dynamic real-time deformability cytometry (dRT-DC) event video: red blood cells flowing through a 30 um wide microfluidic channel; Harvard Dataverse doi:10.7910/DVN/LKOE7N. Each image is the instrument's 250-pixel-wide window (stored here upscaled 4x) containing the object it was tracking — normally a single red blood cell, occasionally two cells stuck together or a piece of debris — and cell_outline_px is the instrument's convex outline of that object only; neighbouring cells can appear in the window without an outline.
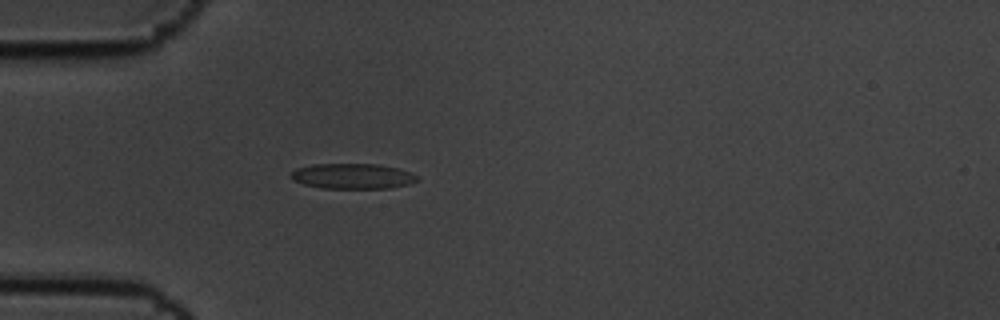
{"species": "common noctule bat (a hibernating species)", "species_latin": "Nyctalus noctula", "temperature_condition": "cold", "stored_images_in_passage": 5, "camera_frame_rate_fps": 3000, "um_per_image_px": 0.085, "animal": {"sex": "male", "body_mass_g": 19.5, "forearm_length_mm": 54.6}, "frame": {"image": 1, "passage_image": 5, "time_ms": 1.333, "image_size_px": [1000, 320], "cell_outline_px": [[420, 180], [408, 184], [388, 188], [320, 188], [304, 184], [292, 180], [288, 176], [296, 168], [312, 164], [380, 164], [396, 168], [420, 176]], "centroid_in_image_um": [29.95, 14.97], "position_along_channel_um": 55.1, "area_um2": 18.73}}